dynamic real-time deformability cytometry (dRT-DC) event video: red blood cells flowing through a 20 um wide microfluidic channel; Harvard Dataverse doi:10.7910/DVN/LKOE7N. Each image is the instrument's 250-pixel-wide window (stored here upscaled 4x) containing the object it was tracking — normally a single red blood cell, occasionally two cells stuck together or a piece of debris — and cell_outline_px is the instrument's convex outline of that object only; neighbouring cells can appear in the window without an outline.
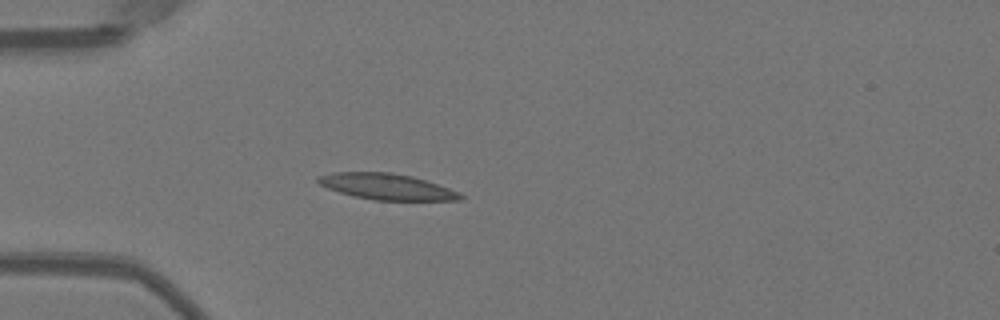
{"species": "Egyptian fruit bat (a non-hibernating species)", "species_latin": "Rousettus aegyptiacus", "temperature_condition": "warm", "stored_images_in_passage": 43, "camera_frame_rate_fps": 3000, "um_per_image_px": 0.085, "animal": {"sex": "female"}, "frame": {"image": 1, "passage_image": 7, "time_ms": 2.0, "image_size_px": [1000, 320], "cell_outline_px": [[464, 196], [460, 200], [372, 200], [352, 196], [328, 188], [320, 184], [316, 180], [316, 176], [332, 172], [392, 172], [412, 176], [460, 192]], "centroid_in_image_um": [32.83, 15.86], "position_along_channel_um": 52.2, "area_um2": 21.56}}
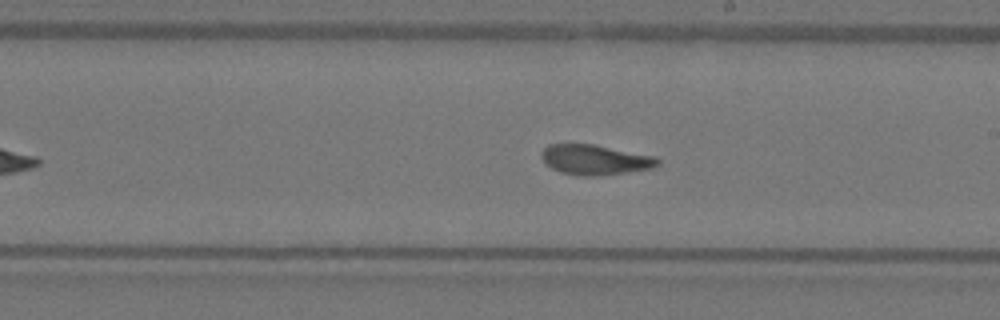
{"frame": {"image": 2, "passage_image": 22, "time_ms": 7.0, "image_size_px": [1000, 320], "cell_outline_px": [[660, 164], [652, 168], [596, 176], [580, 176], [560, 172], [552, 168], [540, 156], [540, 152], [548, 144], [592, 144], [656, 156], [660, 160]], "centroid_in_image_um": [50.58, 13.57], "position_along_channel_um": 238.4, "area_um2": 20.29}}
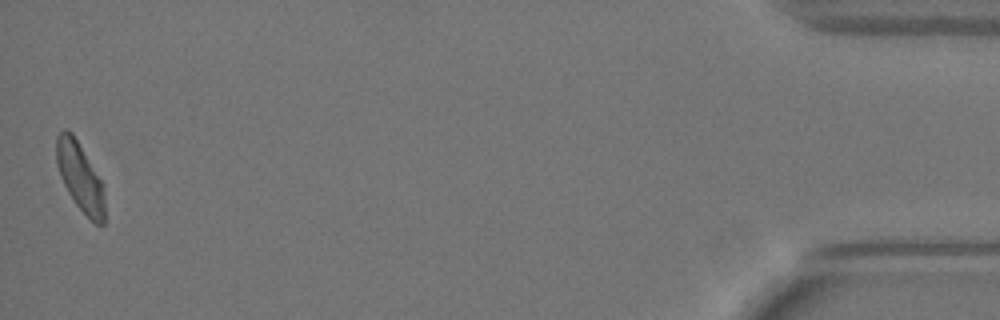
{"frame": {"image": 3, "passage_image": 43, "time_ms": 14.0, "image_size_px": [1000, 320], "cell_outline_px": [[104, 224], [96, 224], [76, 204], [68, 192], [60, 176], [56, 164], [56, 136], [64, 128], [68, 128], [72, 132], [100, 180], [104, 192]], "centroid_in_image_um": [6.77, 15.0], "position_along_channel_um": 428.4, "area_um2": 18.84}, "authors_computed_cell_mechanics": {"area_um2": 20.519, "velocity_mm_per_s": 3.9693, "shape_relaxation_time_tau1_ms": 4.2746, "shape_relaxation_time_tau2_ms": 1.7412, "deformation_change_tau1": 0.1804, "deformation_change_tau2": 0.0925}}